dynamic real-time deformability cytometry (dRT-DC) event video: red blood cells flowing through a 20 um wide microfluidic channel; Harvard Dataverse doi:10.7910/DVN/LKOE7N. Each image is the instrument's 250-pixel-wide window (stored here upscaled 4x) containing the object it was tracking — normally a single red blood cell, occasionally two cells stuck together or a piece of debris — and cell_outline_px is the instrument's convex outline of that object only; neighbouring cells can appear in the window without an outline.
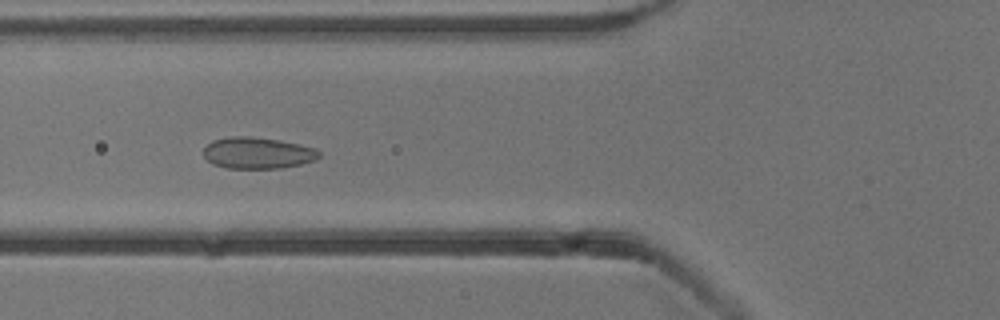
{"species": "common noctule bat (a hibernating species)", "species_latin": "Nyctalus noctula", "temperature_condition": "cold", "stored_images_in_passage": 47, "camera_frame_rate_fps": 3000, "um_per_image_px": 0.085, "animal": {"sex": "male", "body_mass_g": 13.3}, "frame": {"image": 1, "passage_image": 13, "time_ms": 4.0, "image_size_px": [1000, 320], "cell_outline_px": [[320, 156], [316, 160], [300, 164], [280, 168], [228, 168], [212, 164], [204, 156], [204, 148], [212, 140], [232, 136], [252, 136], [280, 140], [300, 144], [316, 148], [320, 152]], "centroid_in_image_um": [21.91, 12.99], "position_along_channel_um": 103.9, "area_um2": 21.27}}
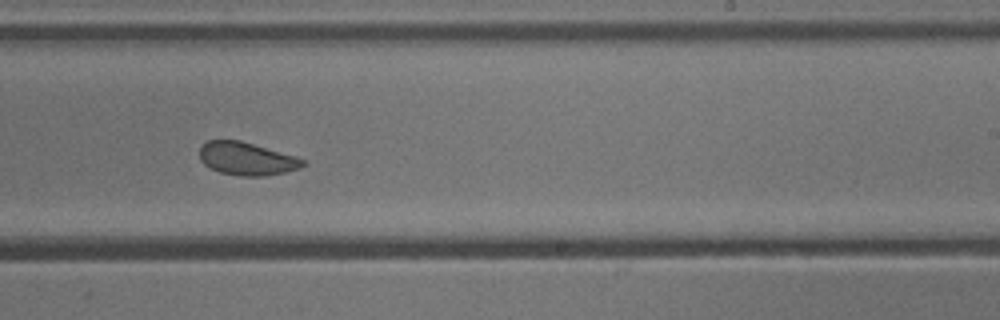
{"frame": {"image": 2, "passage_image": 26, "time_ms": 8.333, "image_size_px": [1000, 320], "cell_outline_px": [[308, 164], [300, 168], [284, 172], [264, 176], [244, 176], [220, 172], [204, 164], [200, 160], [200, 144], [208, 140], [240, 140], [296, 156], [308, 160]], "centroid_in_image_um": [21.0, 13.48], "position_along_channel_um": 268.0, "area_um2": 19.94}}
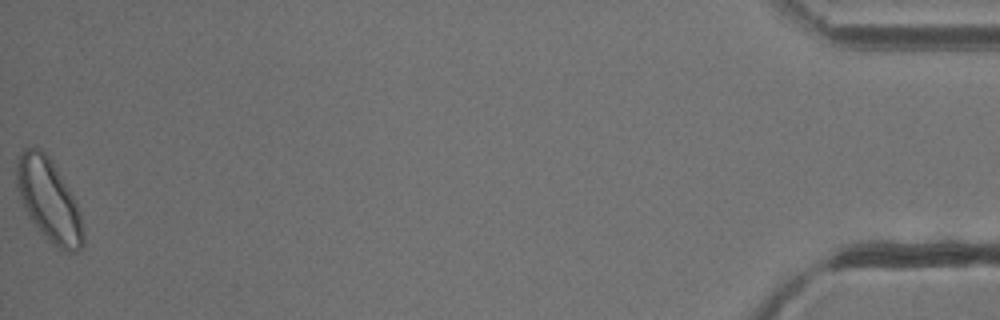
{"frame": {"image": 3, "passage_image": 47, "time_ms": 15.333, "image_size_px": [1000, 320], "cell_outline_px": [[84, 244], [76, 252], [60, 252], [48, 240], [28, 216], [24, 208], [16, 184], [16, 160], [24, 148], [40, 148], [48, 156], [56, 168], [68, 188], [80, 212], [84, 232]], "centroid_in_image_um": [4.15, 17.06], "position_along_channel_um": 431.0, "area_um2": 31.85}, "authors_computed_cell_mechanics": {"area_um2": 21.675, "velocity_mm_per_s": 3.7838, "shape_relaxation_time_tau1_ms": 6.6512, "shape_relaxation_time_tau2_ms": 1.044, "deformation_change_tau1": 0.0748, "deformation_change_tau2": 0.0531}}